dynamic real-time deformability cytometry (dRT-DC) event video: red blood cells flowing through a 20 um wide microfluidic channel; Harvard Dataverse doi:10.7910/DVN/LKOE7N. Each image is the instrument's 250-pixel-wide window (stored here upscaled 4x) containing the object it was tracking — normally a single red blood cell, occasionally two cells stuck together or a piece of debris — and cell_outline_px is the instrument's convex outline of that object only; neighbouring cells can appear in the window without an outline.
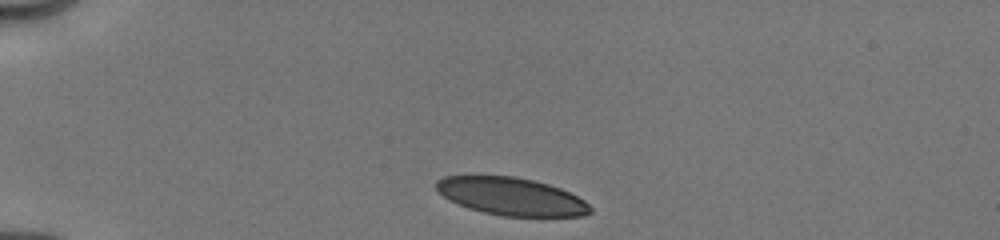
{"species": "human", "species_latin": "Homo sapiens", "temperature_condition": "cold", "stored_images_in_passage": 9, "camera_frame_rate_fps": 3000, "um_per_image_px": 0.085, "donor": {"sex": "male"}, "frame": {"image": 1, "passage_image": 1, "time_ms": 0.0, "image_size_px": [1000, 240], "cell_outline_px": [[592, 212], [584, 216], [504, 216], [484, 212], [468, 208], [444, 196], [436, 188], [436, 180], [444, 176], [472, 172], [516, 176], [548, 184], [560, 188], [584, 200], [592, 208]], "centroid_in_image_um": [43.4, 16.64], "position_along_channel_um": 41.6, "area_um2": 34.56}}
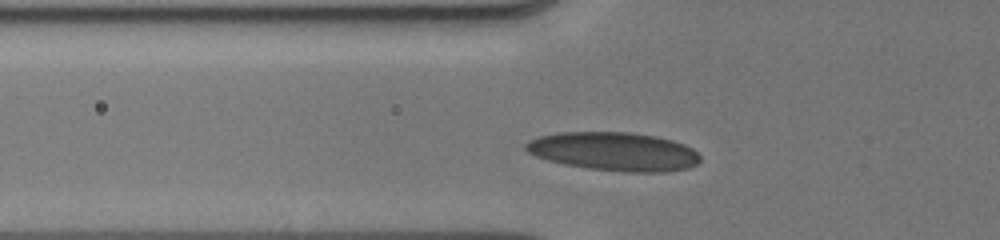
{"frame": {"image": 2, "passage_image": 6, "time_ms": 2.0, "image_size_px": [1000, 240], "cell_outline_px": [[700, 160], [696, 164], [688, 168], [668, 172], [624, 172], [588, 168], [564, 164], [548, 160], [536, 156], [528, 152], [524, 148], [524, 144], [528, 140], [540, 136], [560, 132], [628, 132], [656, 136], [672, 140], [684, 144], [692, 148], [700, 156]], "centroid_in_image_um": [52.19, 12.88], "position_along_channel_um": 73.6, "area_um2": 39.3}}
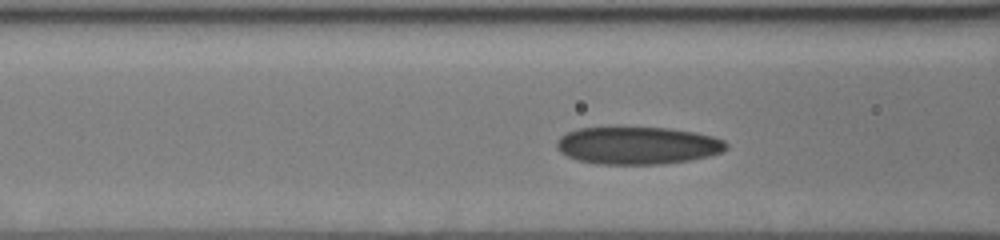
{"frame": {"image": 3, "passage_image": 8, "time_ms": 3.0, "image_size_px": [1000, 240], "cell_outline_px": [[728, 148], [720, 152], [708, 156], [688, 160], [660, 164], [596, 164], [576, 160], [560, 152], [556, 148], [556, 144], [560, 136], [568, 132], [580, 128], [668, 128], [696, 132], [712, 136], [724, 140], [728, 144]], "centroid_in_image_um": [54.19, 12.37], "position_along_channel_um": 112.4, "area_um2": 36.93}}